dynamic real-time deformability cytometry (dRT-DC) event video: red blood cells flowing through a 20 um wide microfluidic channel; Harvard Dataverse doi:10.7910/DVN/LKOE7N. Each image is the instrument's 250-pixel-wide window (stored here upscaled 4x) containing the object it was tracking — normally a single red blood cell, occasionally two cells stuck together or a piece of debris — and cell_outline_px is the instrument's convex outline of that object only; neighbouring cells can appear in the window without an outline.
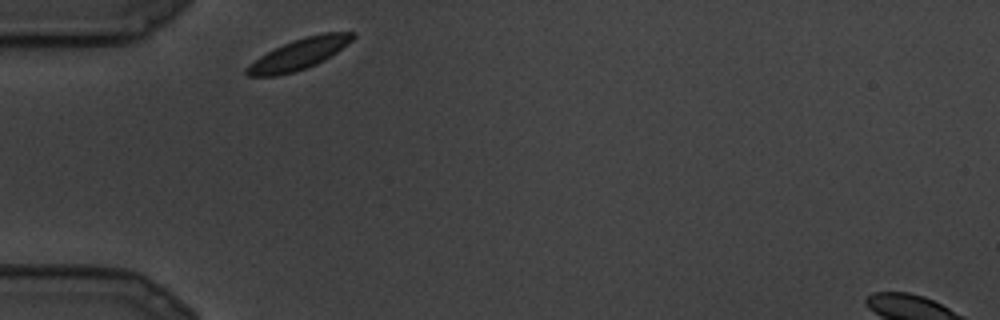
{"species": "common noctule bat (a hibernating species)", "species_latin": "Nyctalus noctula", "temperature_condition": "cold", "stored_images_in_passage": 16, "camera_frame_rate_fps": 3000, "um_per_image_px": 0.085, "animal": {"sex": "male", "body_mass_g": 19.5, "forearm_length_mm": 54.6}, "frame": {"image": 1, "passage_image": 1, "time_ms": 0.0, "image_size_px": [1000, 320], "cell_outline_px": [[356, 36], [348, 44], [324, 60], [316, 64], [292, 72], [276, 76], [248, 76], [244, 72], [244, 68], [260, 56], [284, 44], [304, 36], [324, 32], [356, 32]], "centroid_in_image_um": [25.42, 4.59], "position_along_channel_um": 59.6, "area_um2": 18.84}}
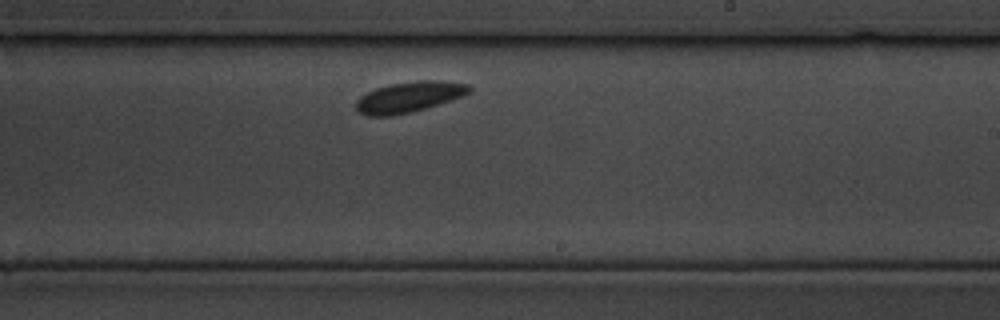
{"frame": {"image": 2, "passage_image": 10, "time_ms": 3.0, "image_size_px": [1000, 320], "cell_outline_px": [[472, 88], [464, 96], [452, 100], [412, 112], [388, 116], [368, 116], [360, 112], [356, 108], [356, 100], [360, 96], [376, 88], [392, 84], [420, 80], [440, 80], [468, 84]], "centroid_in_image_um": [34.79, 8.24], "position_along_channel_um": 254.2, "area_um2": 20.11}}
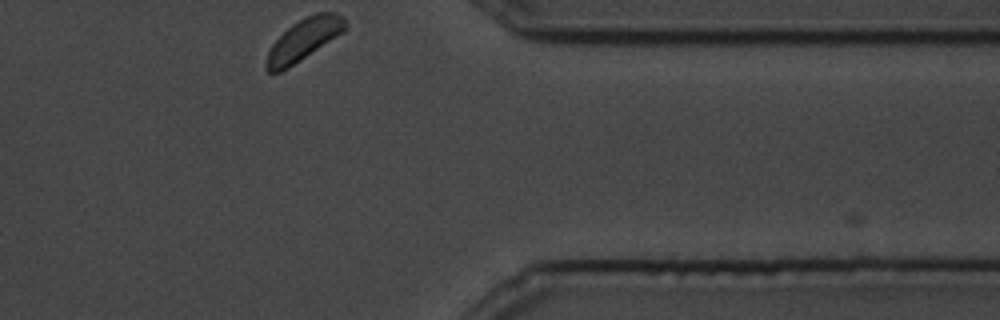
{"frame": {"image": 3, "passage_image": 16, "time_ms": 5.0, "image_size_px": [1000, 320], "cell_outline_px": [[348, 28], [344, 32], [288, 68], [280, 72], [268, 72], [264, 68], [264, 64], [268, 52], [272, 44], [292, 24], [316, 12], [332, 12], [344, 16], [348, 24]], "centroid_in_image_um": [25.84, 3.37], "position_along_channel_um": 385.6, "area_um2": 19.13}}